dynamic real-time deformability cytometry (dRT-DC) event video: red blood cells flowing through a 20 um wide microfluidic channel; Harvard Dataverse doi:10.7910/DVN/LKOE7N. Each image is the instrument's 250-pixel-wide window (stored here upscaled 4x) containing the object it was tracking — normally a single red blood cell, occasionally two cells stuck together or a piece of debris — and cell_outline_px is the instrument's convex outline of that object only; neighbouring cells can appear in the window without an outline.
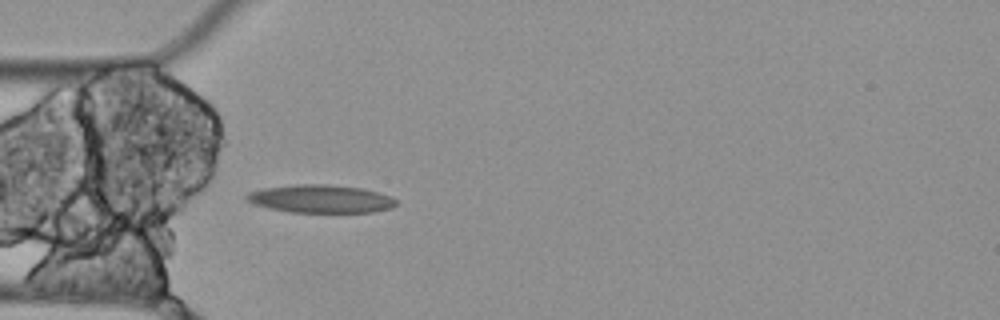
{"species": "Egyptian fruit bat (a non-hibernating species)", "species_latin": "Rousettus aegyptiacus", "temperature_condition": "cold", "stored_images_in_passage": 4, "camera_frame_rate_fps": 3000, "um_per_image_px": 0.085, "animal": {"sex": "female"}, "frame": {"image": 1, "passage_image": 4, "time_ms": 1.0, "image_size_px": [1000, 320], "cell_outline_px": [[396, 204], [392, 208], [372, 212], [288, 212], [256, 204], [248, 200], [244, 196], [248, 192], [264, 188], [292, 184], [328, 184], [360, 188], [392, 196], [396, 200]], "centroid_in_image_um": [27.27, 16.89], "position_along_channel_um": 57.7, "area_um2": 24.28}}